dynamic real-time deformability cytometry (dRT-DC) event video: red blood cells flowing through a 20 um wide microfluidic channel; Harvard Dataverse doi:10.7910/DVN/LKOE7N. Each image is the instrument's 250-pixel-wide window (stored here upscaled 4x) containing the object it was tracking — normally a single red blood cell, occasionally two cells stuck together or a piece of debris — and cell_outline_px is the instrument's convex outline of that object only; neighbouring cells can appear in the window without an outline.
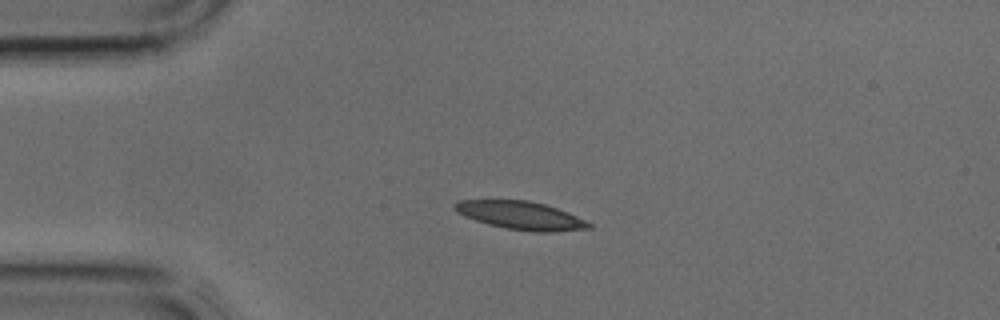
{"species": "common noctule bat (a hibernating species)", "species_latin": "Nyctalus noctula", "temperature_condition": "cold", "stored_images_in_passage": 3, "camera_frame_rate_fps": 3000, "um_per_image_px": 0.085, "animal": {"sex": "male", "body_mass_g": 17.9, "forearm_length_mm": 54.2}, "frame": {"image": 1, "passage_image": 3, "time_ms": 0.667, "image_size_px": [1000, 320], "cell_outline_px": [[592, 228], [552, 232], [536, 232], [508, 228], [488, 224], [476, 220], [456, 212], [452, 208], [452, 204], [460, 200], [528, 200], [544, 204], [568, 212], [592, 224]], "centroid_in_image_um": [44.25, 18.3], "position_along_channel_um": 40.7, "area_um2": 21.85}}